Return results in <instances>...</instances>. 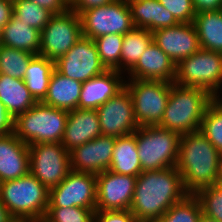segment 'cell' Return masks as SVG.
Returning a JSON list of instances; mask_svg holds the SVG:
<instances>
[{
    "label": "cell",
    "mask_w": 222,
    "mask_h": 222,
    "mask_svg": "<svg viewBox=\"0 0 222 222\" xmlns=\"http://www.w3.org/2000/svg\"><path fill=\"white\" fill-rule=\"evenodd\" d=\"M41 31L19 21L14 15L2 27L0 45L39 55Z\"/></svg>",
    "instance_id": "484cf974"
},
{
    "label": "cell",
    "mask_w": 222,
    "mask_h": 222,
    "mask_svg": "<svg viewBox=\"0 0 222 222\" xmlns=\"http://www.w3.org/2000/svg\"><path fill=\"white\" fill-rule=\"evenodd\" d=\"M177 170L185 191L195 195L200 189L220 181L222 154L200 132L181 135Z\"/></svg>",
    "instance_id": "7a4b0ae2"
},
{
    "label": "cell",
    "mask_w": 222,
    "mask_h": 222,
    "mask_svg": "<svg viewBox=\"0 0 222 222\" xmlns=\"http://www.w3.org/2000/svg\"><path fill=\"white\" fill-rule=\"evenodd\" d=\"M37 222H49L45 217H42L40 220H38Z\"/></svg>",
    "instance_id": "7dc6e473"
},
{
    "label": "cell",
    "mask_w": 222,
    "mask_h": 222,
    "mask_svg": "<svg viewBox=\"0 0 222 222\" xmlns=\"http://www.w3.org/2000/svg\"><path fill=\"white\" fill-rule=\"evenodd\" d=\"M179 23H192L196 12L192 0H158Z\"/></svg>",
    "instance_id": "8d00e7d4"
},
{
    "label": "cell",
    "mask_w": 222,
    "mask_h": 222,
    "mask_svg": "<svg viewBox=\"0 0 222 222\" xmlns=\"http://www.w3.org/2000/svg\"><path fill=\"white\" fill-rule=\"evenodd\" d=\"M0 100L13 119L37 103L24 80L6 74H0Z\"/></svg>",
    "instance_id": "cb8c5ba5"
},
{
    "label": "cell",
    "mask_w": 222,
    "mask_h": 222,
    "mask_svg": "<svg viewBox=\"0 0 222 222\" xmlns=\"http://www.w3.org/2000/svg\"><path fill=\"white\" fill-rule=\"evenodd\" d=\"M29 172L48 189L59 185L69 173L70 152L62 143L29 145Z\"/></svg>",
    "instance_id": "8fae6325"
},
{
    "label": "cell",
    "mask_w": 222,
    "mask_h": 222,
    "mask_svg": "<svg viewBox=\"0 0 222 222\" xmlns=\"http://www.w3.org/2000/svg\"><path fill=\"white\" fill-rule=\"evenodd\" d=\"M219 182L222 184V167H221V175H220V181Z\"/></svg>",
    "instance_id": "c3c4849f"
},
{
    "label": "cell",
    "mask_w": 222,
    "mask_h": 222,
    "mask_svg": "<svg viewBox=\"0 0 222 222\" xmlns=\"http://www.w3.org/2000/svg\"><path fill=\"white\" fill-rule=\"evenodd\" d=\"M13 121L14 119L8 114L0 100V136L13 132Z\"/></svg>",
    "instance_id": "b9f144b4"
},
{
    "label": "cell",
    "mask_w": 222,
    "mask_h": 222,
    "mask_svg": "<svg viewBox=\"0 0 222 222\" xmlns=\"http://www.w3.org/2000/svg\"><path fill=\"white\" fill-rule=\"evenodd\" d=\"M199 222H219V221L212 219L202 213L200 216Z\"/></svg>",
    "instance_id": "bcb514c9"
},
{
    "label": "cell",
    "mask_w": 222,
    "mask_h": 222,
    "mask_svg": "<svg viewBox=\"0 0 222 222\" xmlns=\"http://www.w3.org/2000/svg\"><path fill=\"white\" fill-rule=\"evenodd\" d=\"M1 33H2V27H0V42H1Z\"/></svg>",
    "instance_id": "681fc988"
},
{
    "label": "cell",
    "mask_w": 222,
    "mask_h": 222,
    "mask_svg": "<svg viewBox=\"0 0 222 222\" xmlns=\"http://www.w3.org/2000/svg\"><path fill=\"white\" fill-rule=\"evenodd\" d=\"M196 14L222 9V0H192Z\"/></svg>",
    "instance_id": "60d3db41"
},
{
    "label": "cell",
    "mask_w": 222,
    "mask_h": 222,
    "mask_svg": "<svg viewBox=\"0 0 222 222\" xmlns=\"http://www.w3.org/2000/svg\"><path fill=\"white\" fill-rule=\"evenodd\" d=\"M214 99L205 89L172 82L164 116L158 126L179 135L199 131L206 108Z\"/></svg>",
    "instance_id": "3957f363"
},
{
    "label": "cell",
    "mask_w": 222,
    "mask_h": 222,
    "mask_svg": "<svg viewBox=\"0 0 222 222\" xmlns=\"http://www.w3.org/2000/svg\"><path fill=\"white\" fill-rule=\"evenodd\" d=\"M29 146L13 132L0 136V183L29 173Z\"/></svg>",
    "instance_id": "ffe728a7"
},
{
    "label": "cell",
    "mask_w": 222,
    "mask_h": 222,
    "mask_svg": "<svg viewBox=\"0 0 222 222\" xmlns=\"http://www.w3.org/2000/svg\"><path fill=\"white\" fill-rule=\"evenodd\" d=\"M54 69L55 62L44 56L35 55L30 60L23 80L37 102H42L46 97Z\"/></svg>",
    "instance_id": "83f0119b"
},
{
    "label": "cell",
    "mask_w": 222,
    "mask_h": 222,
    "mask_svg": "<svg viewBox=\"0 0 222 222\" xmlns=\"http://www.w3.org/2000/svg\"><path fill=\"white\" fill-rule=\"evenodd\" d=\"M152 41V32L145 28L134 27L124 34L120 65L116 70L126 75L136 65Z\"/></svg>",
    "instance_id": "f1b7e54d"
},
{
    "label": "cell",
    "mask_w": 222,
    "mask_h": 222,
    "mask_svg": "<svg viewBox=\"0 0 222 222\" xmlns=\"http://www.w3.org/2000/svg\"><path fill=\"white\" fill-rule=\"evenodd\" d=\"M13 15L26 25L42 31L54 13L30 0H13Z\"/></svg>",
    "instance_id": "1f68e13d"
},
{
    "label": "cell",
    "mask_w": 222,
    "mask_h": 222,
    "mask_svg": "<svg viewBox=\"0 0 222 222\" xmlns=\"http://www.w3.org/2000/svg\"><path fill=\"white\" fill-rule=\"evenodd\" d=\"M132 22L136 28L154 30L179 24L174 16L158 0H127Z\"/></svg>",
    "instance_id": "7402d4cb"
},
{
    "label": "cell",
    "mask_w": 222,
    "mask_h": 222,
    "mask_svg": "<svg viewBox=\"0 0 222 222\" xmlns=\"http://www.w3.org/2000/svg\"><path fill=\"white\" fill-rule=\"evenodd\" d=\"M100 135L102 133L97 111L77 108L68 112L61 143L70 152Z\"/></svg>",
    "instance_id": "d6986e66"
},
{
    "label": "cell",
    "mask_w": 222,
    "mask_h": 222,
    "mask_svg": "<svg viewBox=\"0 0 222 222\" xmlns=\"http://www.w3.org/2000/svg\"><path fill=\"white\" fill-rule=\"evenodd\" d=\"M201 214L199 199L188 194L183 200L173 204L156 222H199Z\"/></svg>",
    "instance_id": "d6a6232c"
},
{
    "label": "cell",
    "mask_w": 222,
    "mask_h": 222,
    "mask_svg": "<svg viewBox=\"0 0 222 222\" xmlns=\"http://www.w3.org/2000/svg\"><path fill=\"white\" fill-rule=\"evenodd\" d=\"M96 208L48 207L45 218L49 222H95Z\"/></svg>",
    "instance_id": "d590c367"
},
{
    "label": "cell",
    "mask_w": 222,
    "mask_h": 222,
    "mask_svg": "<svg viewBox=\"0 0 222 222\" xmlns=\"http://www.w3.org/2000/svg\"><path fill=\"white\" fill-rule=\"evenodd\" d=\"M96 174L70 170L67 177L49 189L48 207L96 208Z\"/></svg>",
    "instance_id": "7c38bea8"
},
{
    "label": "cell",
    "mask_w": 222,
    "mask_h": 222,
    "mask_svg": "<svg viewBox=\"0 0 222 222\" xmlns=\"http://www.w3.org/2000/svg\"><path fill=\"white\" fill-rule=\"evenodd\" d=\"M199 131L222 154V98H215L206 108Z\"/></svg>",
    "instance_id": "f546056e"
},
{
    "label": "cell",
    "mask_w": 222,
    "mask_h": 222,
    "mask_svg": "<svg viewBox=\"0 0 222 222\" xmlns=\"http://www.w3.org/2000/svg\"><path fill=\"white\" fill-rule=\"evenodd\" d=\"M55 69L82 83L107 70L100 60L94 40L84 36L55 62Z\"/></svg>",
    "instance_id": "4fadbf2b"
},
{
    "label": "cell",
    "mask_w": 222,
    "mask_h": 222,
    "mask_svg": "<svg viewBox=\"0 0 222 222\" xmlns=\"http://www.w3.org/2000/svg\"><path fill=\"white\" fill-rule=\"evenodd\" d=\"M114 0H72L69 3L70 9L76 12L78 15L90 8L104 6L112 3Z\"/></svg>",
    "instance_id": "f35d334b"
},
{
    "label": "cell",
    "mask_w": 222,
    "mask_h": 222,
    "mask_svg": "<svg viewBox=\"0 0 222 222\" xmlns=\"http://www.w3.org/2000/svg\"><path fill=\"white\" fill-rule=\"evenodd\" d=\"M13 15V0H0V27H4Z\"/></svg>",
    "instance_id": "7bdbcfd3"
},
{
    "label": "cell",
    "mask_w": 222,
    "mask_h": 222,
    "mask_svg": "<svg viewBox=\"0 0 222 222\" xmlns=\"http://www.w3.org/2000/svg\"><path fill=\"white\" fill-rule=\"evenodd\" d=\"M136 178L110 170L97 174L96 210H129Z\"/></svg>",
    "instance_id": "9a60e30c"
},
{
    "label": "cell",
    "mask_w": 222,
    "mask_h": 222,
    "mask_svg": "<svg viewBox=\"0 0 222 222\" xmlns=\"http://www.w3.org/2000/svg\"><path fill=\"white\" fill-rule=\"evenodd\" d=\"M193 24L200 48L222 53V9L196 14Z\"/></svg>",
    "instance_id": "4316f807"
},
{
    "label": "cell",
    "mask_w": 222,
    "mask_h": 222,
    "mask_svg": "<svg viewBox=\"0 0 222 222\" xmlns=\"http://www.w3.org/2000/svg\"><path fill=\"white\" fill-rule=\"evenodd\" d=\"M152 35L153 42L169 56L175 65L200 49L197 30L193 22L154 30Z\"/></svg>",
    "instance_id": "2e32d148"
},
{
    "label": "cell",
    "mask_w": 222,
    "mask_h": 222,
    "mask_svg": "<svg viewBox=\"0 0 222 222\" xmlns=\"http://www.w3.org/2000/svg\"><path fill=\"white\" fill-rule=\"evenodd\" d=\"M125 74L117 70H106L82 83L78 109L96 110L125 86Z\"/></svg>",
    "instance_id": "ac0fdd59"
},
{
    "label": "cell",
    "mask_w": 222,
    "mask_h": 222,
    "mask_svg": "<svg viewBox=\"0 0 222 222\" xmlns=\"http://www.w3.org/2000/svg\"><path fill=\"white\" fill-rule=\"evenodd\" d=\"M95 222H139L130 210H95Z\"/></svg>",
    "instance_id": "74e56055"
},
{
    "label": "cell",
    "mask_w": 222,
    "mask_h": 222,
    "mask_svg": "<svg viewBox=\"0 0 222 222\" xmlns=\"http://www.w3.org/2000/svg\"><path fill=\"white\" fill-rule=\"evenodd\" d=\"M195 196L200 201L204 215L222 222V184L220 182L200 189Z\"/></svg>",
    "instance_id": "e575fe53"
},
{
    "label": "cell",
    "mask_w": 222,
    "mask_h": 222,
    "mask_svg": "<svg viewBox=\"0 0 222 222\" xmlns=\"http://www.w3.org/2000/svg\"><path fill=\"white\" fill-rule=\"evenodd\" d=\"M34 56L24 50L0 45V74L23 80L28 64Z\"/></svg>",
    "instance_id": "4dcf8cb0"
},
{
    "label": "cell",
    "mask_w": 222,
    "mask_h": 222,
    "mask_svg": "<svg viewBox=\"0 0 222 222\" xmlns=\"http://www.w3.org/2000/svg\"><path fill=\"white\" fill-rule=\"evenodd\" d=\"M124 87L130 93L138 126L159 125L169 99L171 83L127 78Z\"/></svg>",
    "instance_id": "ba28073f"
},
{
    "label": "cell",
    "mask_w": 222,
    "mask_h": 222,
    "mask_svg": "<svg viewBox=\"0 0 222 222\" xmlns=\"http://www.w3.org/2000/svg\"><path fill=\"white\" fill-rule=\"evenodd\" d=\"M135 132L142 172L176 166L181 135L158 125L139 126Z\"/></svg>",
    "instance_id": "8992f818"
},
{
    "label": "cell",
    "mask_w": 222,
    "mask_h": 222,
    "mask_svg": "<svg viewBox=\"0 0 222 222\" xmlns=\"http://www.w3.org/2000/svg\"><path fill=\"white\" fill-rule=\"evenodd\" d=\"M96 111L102 135L118 138L134 133L139 128L130 93L125 87Z\"/></svg>",
    "instance_id": "5bb4252c"
},
{
    "label": "cell",
    "mask_w": 222,
    "mask_h": 222,
    "mask_svg": "<svg viewBox=\"0 0 222 222\" xmlns=\"http://www.w3.org/2000/svg\"><path fill=\"white\" fill-rule=\"evenodd\" d=\"M81 88L82 82L70 79L54 69L42 103L67 111L75 110L78 108Z\"/></svg>",
    "instance_id": "603a6c76"
},
{
    "label": "cell",
    "mask_w": 222,
    "mask_h": 222,
    "mask_svg": "<svg viewBox=\"0 0 222 222\" xmlns=\"http://www.w3.org/2000/svg\"><path fill=\"white\" fill-rule=\"evenodd\" d=\"M8 222H37V221L30 218L11 217V219Z\"/></svg>",
    "instance_id": "f6af8a7d"
},
{
    "label": "cell",
    "mask_w": 222,
    "mask_h": 222,
    "mask_svg": "<svg viewBox=\"0 0 222 222\" xmlns=\"http://www.w3.org/2000/svg\"><path fill=\"white\" fill-rule=\"evenodd\" d=\"M79 16L83 36L93 40L107 34L124 35L135 27L127 0H114L108 5L84 10Z\"/></svg>",
    "instance_id": "9c48e42d"
},
{
    "label": "cell",
    "mask_w": 222,
    "mask_h": 222,
    "mask_svg": "<svg viewBox=\"0 0 222 222\" xmlns=\"http://www.w3.org/2000/svg\"><path fill=\"white\" fill-rule=\"evenodd\" d=\"M175 67L169 56L152 41L126 77L172 83L175 79Z\"/></svg>",
    "instance_id": "44dd1931"
},
{
    "label": "cell",
    "mask_w": 222,
    "mask_h": 222,
    "mask_svg": "<svg viewBox=\"0 0 222 222\" xmlns=\"http://www.w3.org/2000/svg\"><path fill=\"white\" fill-rule=\"evenodd\" d=\"M11 219L7 208L0 201V222H8Z\"/></svg>",
    "instance_id": "ee69618b"
},
{
    "label": "cell",
    "mask_w": 222,
    "mask_h": 222,
    "mask_svg": "<svg viewBox=\"0 0 222 222\" xmlns=\"http://www.w3.org/2000/svg\"><path fill=\"white\" fill-rule=\"evenodd\" d=\"M187 195L181 174L175 166L144 171L136 178L129 210L139 222H156Z\"/></svg>",
    "instance_id": "6da1fadb"
},
{
    "label": "cell",
    "mask_w": 222,
    "mask_h": 222,
    "mask_svg": "<svg viewBox=\"0 0 222 222\" xmlns=\"http://www.w3.org/2000/svg\"><path fill=\"white\" fill-rule=\"evenodd\" d=\"M80 16L69 9L54 14L41 31L39 55L56 62L82 38Z\"/></svg>",
    "instance_id": "30bf717a"
},
{
    "label": "cell",
    "mask_w": 222,
    "mask_h": 222,
    "mask_svg": "<svg viewBox=\"0 0 222 222\" xmlns=\"http://www.w3.org/2000/svg\"><path fill=\"white\" fill-rule=\"evenodd\" d=\"M0 201L11 217L38 221L45 217L49 189L29 172L18 179L1 182Z\"/></svg>",
    "instance_id": "5b68a950"
},
{
    "label": "cell",
    "mask_w": 222,
    "mask_h": 222,
    "mask_svg": "<svg viewBox=\"0 0 222 222\" xmlns=\"http://www.w3.org/2000/svg\"><path fill=\"white\" fill-rule=\"evenodd\" d=\"M110 171L128 176L138 177L142 166L136 143V132L116 138Z\"/></svg>",
    "instance_id": "d4e9b609"
},
{
    "label": "cell",
    "mask_w": 222,
    "mask_h": 222,
    "mask_svg": "<svg viewBox=\"0 0 222 222\" xmlns=\"http://www.w3.org/2000/svg\"><path fill=\"white\" fill-rule=\"evenodd\" d=\"M116 138L100 135L70 151V169L99 174L109 169Z\"/></svg>",
    "instance_id": "e0dca14e"
},
{
    "label": "cell",
    "mask_w": 222,
    "mask_h": 222,
    "mask_svg": "<svg viewBox=\"0 0 222 222\" xmlns=\"http://www.w3.org/2000/svg\"><path fill=\"white\" fill-rule=\"evenodd\" d=\"M68 112L37 102L13 121V133L28 146L35 143H61Z\"/></svg>",
    "instance_id": "277c9868"
},
{
    "label": "cell",
    "mask_w": 222,
    "mask_h": 222,
    "mask_svg": "<svg viewBox=\"0 0 222 222\" xmlns=\"http://www.w3.org/2000/svg\"><path fill=\"white\" fill-rule=\"evenodd\" d=\"M173 82L199 87L215 98H222V53L200 48L176 64Z\"/></svg>",
    "instance_id": "52a82bcc"
},
{
    "label": "cell",
    "mask_w": 222,
    "mask_h": 222,
    "mask_svg": "<svg viewBox=\"0 0 222 222\" xmlns=\"http://www.w3.org/2000/svg\"><path fill=\"white\" fill-rule=\"evenodd\" d=\"M124 35L107 34L94 39L102 64L107 70H116L120 65Z\"/></svg>",
    "instance_id": "836d02e7"
},
{
    "label": "cell",
    "mask_w": 222,
    "mask_h": 222,
    "mask_svg": "<svg viewBox=\"0 0 222 222\" xmlns=\"http://www.w3.org/2000/svg\"><path fill=\"white\" fill-rule=\"evenodd\" d=\"M43 8L49 9L54 14H60L70 9L66 0H30Z\"/></svg>",
    "instance_id": "ab89813d"
}]
</instances>
